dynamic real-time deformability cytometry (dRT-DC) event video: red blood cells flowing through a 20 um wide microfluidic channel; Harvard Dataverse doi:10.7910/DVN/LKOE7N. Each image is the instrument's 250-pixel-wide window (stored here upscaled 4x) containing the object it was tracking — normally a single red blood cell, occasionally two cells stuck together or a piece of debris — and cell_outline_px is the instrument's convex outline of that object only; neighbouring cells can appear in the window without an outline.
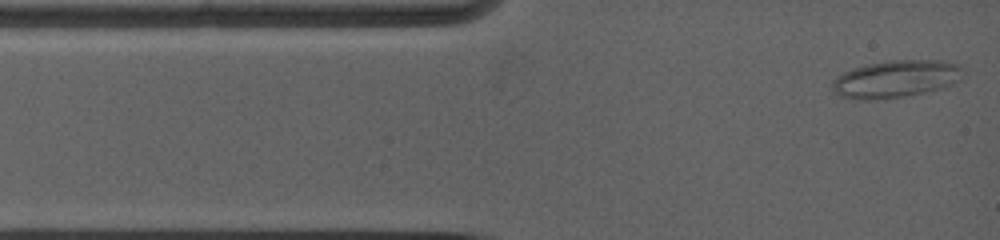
{"species": "common noctule bat (a hibernating species)", "species_latin": "Nyctalus noctula", "temperature_condition": "warm", "stored_images_in_passage": 71, "camera_frame_rate_fps": 5000, "um_per_image_px": 0.085, "animal": {"sex": "female", "body_mass_g": 19.0, "forearm_length_mm": 53.3}, "frame": {"image": 1, "passage_image": 1, "time_ms": 0.0, "image_size_px": [1000, 240], "cell_outline_px": [[964, 72], [960, 80], [948, 84], [916, 92], [896, 96], [844, 96], [836, 92], [832, 88], [832, 80], [844, 72], [852, 68], [868, 64], [888, 60], [944, 60], [960, 64], [964, 68]], "centroid_in_image_um": [76.22, 6.6], "position_along_channel_um": 8.8, "area_um2": 26.76}}
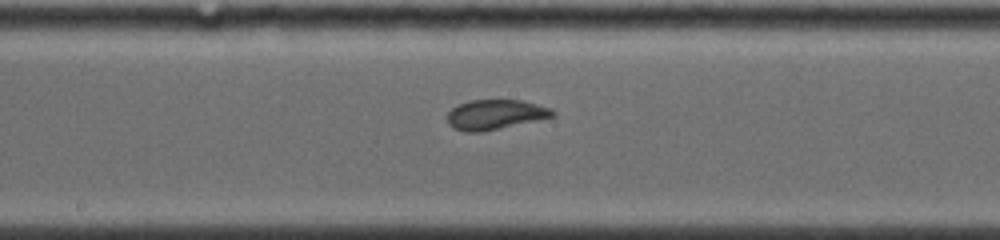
{"frame": {"image": 2, "passage_image": 32, "time_ms": 6.2, "image_size_px": [1000, 240], "cell_outline_px": [[552, 116], [496, 128], [472, 132], [468, 132], [456, 128], [448, 120], [448, 112], [452, 108], [468, 100], [520, 100], [552, 108]], "centroid_in_image_um": [42.06, 9.7], "position_along_channel_um": 206.1, "area_um2": 17.34}}
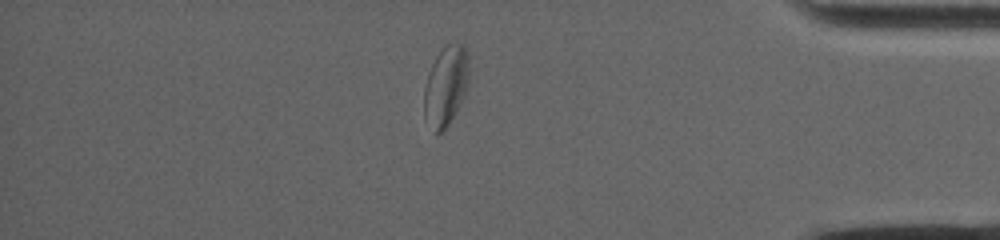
{"frame": {"image": 3, "passage_image": 63, "time_ms": 12.0, "image_size_px": [1000, 240], "cell_outline_px": [[468, 84], [464, 96], [456, 112], [448, 124], [436, 136], [424, 120], [424, 88], [428, 72], [436, 56], [448, 44], [456, 40], [464, 44], [468, 52]], "centroid_in_image_um": [37.89, 7.3], "position_along_channel_um": 397.3, "area_um2": 21.21}, "authors_computed_cell_mechanics": {"area_um2": 18.2648, "velocity_mm_per_s": 3.8709, "shape_relaxation_time_tau1_ms": null, "shape_relaxation_time_tau2_ms": 2.2135, "deformation_change_tau1": null, "deformation_change_tau2": 0.06}}